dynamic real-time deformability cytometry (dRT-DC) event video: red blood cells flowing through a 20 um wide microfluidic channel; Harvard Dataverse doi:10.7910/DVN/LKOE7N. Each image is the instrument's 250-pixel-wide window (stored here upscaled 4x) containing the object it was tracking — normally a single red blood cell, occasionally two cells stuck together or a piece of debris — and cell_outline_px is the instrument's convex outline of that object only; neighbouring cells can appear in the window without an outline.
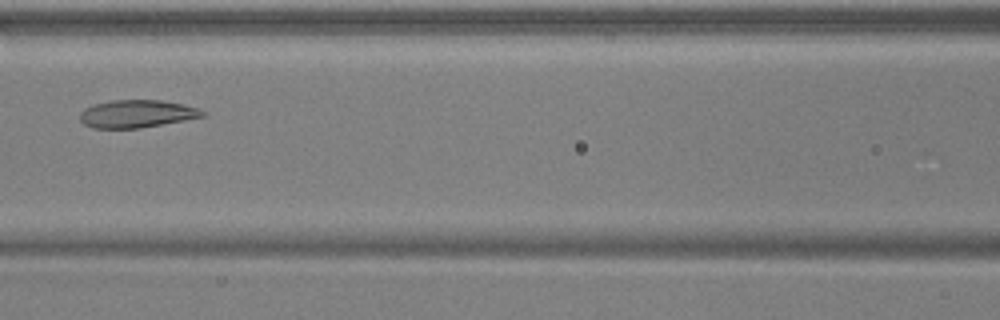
{"species": "common noctule bat (a hibernating species)", "species_latin": "Nyctalus noctula", "temperature_condition": "warm", "stored_images_in_passage": 5, "camera_frame_rate_fps": 3000, "um_per_image_px": 0.085, "animal": {"sex": "male", "body_mass_g": 17.9, "forearm_length_mm": 54.2}, "frame": {"image": 1, "passage_image": 5, "time_ms": 1.333, "image_size_px": [1000, 320], "cell_outline_px": [[204, 116], [184, 120], [140, 128], [92, 128], [84, 124], [80, 120], [80, 112], [84, 108], [92, 104], [112, 100], [160, 100], [184, 104], [196, 108], [204, 112]], "centroid_in_image_um": [11.57, 9.67], "position_along_channel_um": 155.0, "area_um2": 19.71}}